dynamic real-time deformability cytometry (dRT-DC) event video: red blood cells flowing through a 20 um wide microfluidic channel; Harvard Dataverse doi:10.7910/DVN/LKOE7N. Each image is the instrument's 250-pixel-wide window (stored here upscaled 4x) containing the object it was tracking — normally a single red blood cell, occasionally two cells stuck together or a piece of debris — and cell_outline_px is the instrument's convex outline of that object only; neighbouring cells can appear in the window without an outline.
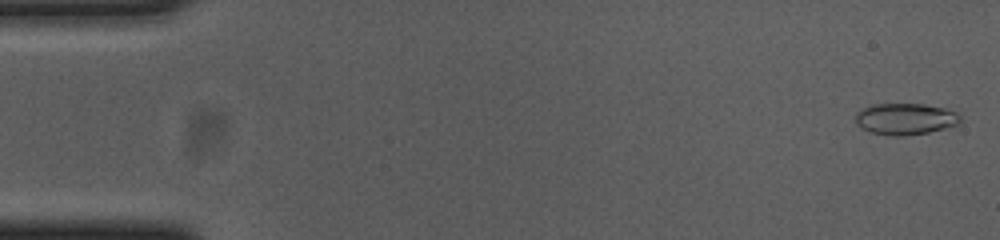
{"species": "common noctule bat (a hibernating species)", "species_latin": "Nyctalus noctula", "temperature_condition": "cold", "stored_images_in_passage": 15, "camera_frame_rate_fps": 3000, "um_per_image_px": 0.085, "animal": {"sex": "female", "body_mass_g": 23.0, "forearm_length_mm": 53.4}, "frame": {"image": 1, "passage_image": 1, "time_ms": 0.0, "image_size_px": [1000, 240], "cell_outline_px": [[960, 124], [928, 132], [904, 136], [896, 136], [872, 132], [860, 128], [856, 124], [856, 112], [872, 104], [924, 104], [944, 108], [956, 112], [960, 116]], "centroid_in_image_um": [76.95, 10.11], "position_along_channel_um": 8.1, "area_um2": 19.13}}
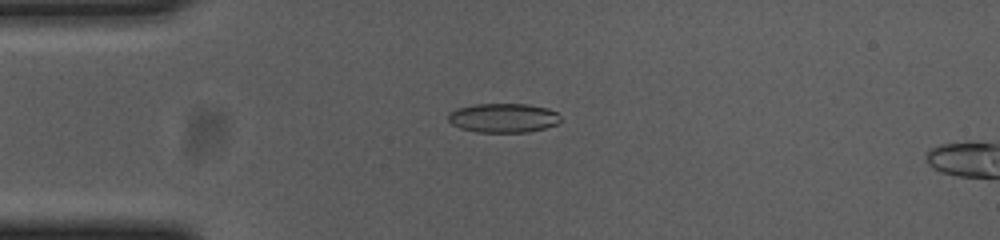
{"frame": {"image": 2, "passage_image": 13, "time_ms": 4.0, "image_size_px": [1000, 240], "cell_outline_px": [[560, 120], [556, 124], [544, 128], [528, 132], [476, 132], [460, 128], [452, 124], [448, 120], [448, 112], [456, 108], [476, 104], [528, 104], [548, 108], [556, 112], [560, 116]], "centroid_in_image_um": [42.75, 10.02], "position_along_channel_um": 42.2, "area_um2": 19.19}}